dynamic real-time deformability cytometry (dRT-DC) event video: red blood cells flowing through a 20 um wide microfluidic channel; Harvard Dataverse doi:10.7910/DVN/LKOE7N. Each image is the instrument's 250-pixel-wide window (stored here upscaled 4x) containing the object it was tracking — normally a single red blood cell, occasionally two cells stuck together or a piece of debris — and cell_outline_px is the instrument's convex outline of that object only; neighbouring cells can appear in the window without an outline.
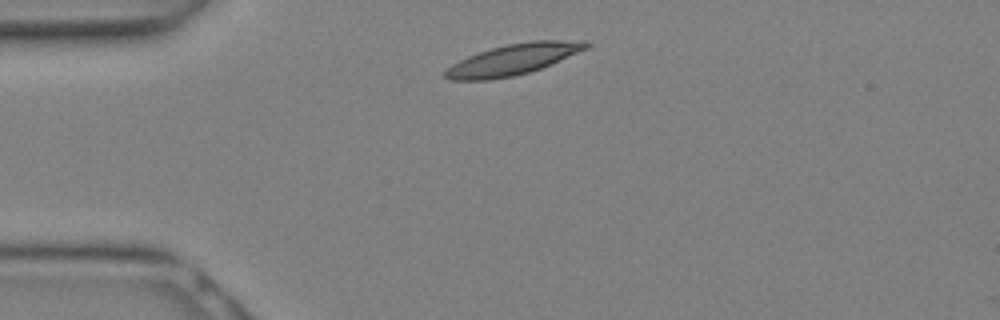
{"species": "Egyptian fruit bat (a non-hibernating species)", "species_latin": "Rousettus aegyptiacus", "temperature_condition": "warm", "stored_images_in_passage": 8, "camera_frame_rate_fps": 3000, "um_per_image_px": 0.085, "animal": {"sex": "female"}, "frame": {"image": 1, "passage_image": 1, "time_ms": 0.0, "image_size_px": [1000, 320], "cell_outline_px": [[592, 44], [588, 48], [552, 64], [528, 72], [512, 76], [488, 80], [452, 80], [440, 76], [452, 64], [468, 56], [492, 48], [508, 44], [532, 40], [588, 40]], "centroid_in_image_um": [43.65, 5.04], "position_along_channel_um": 41.4, "area_um2": 25.32}}
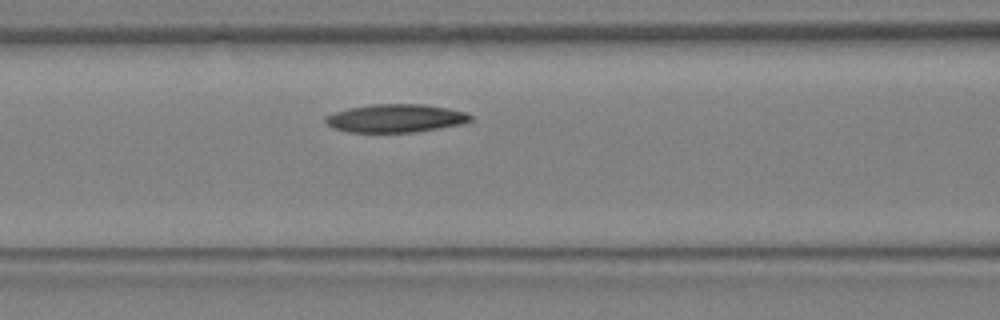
{"frame": {"image": 2, "passage_image": 6, "time_ms": 1.667, "image_size_px": [1000, 320], "cell_outline_px": [[472, 120], [460, 124], [440, 128], [416, 132], [348, 132], [332, 128], [324, 120], [324, 116], [348, 108], [372, 104], [424, 104], [448, 108], [464, 112], [472, 116]], "centroid_in_image_um": [33.6, 10.05], "position_along_channel_um": 133.0, "area_um2": 23.81}}
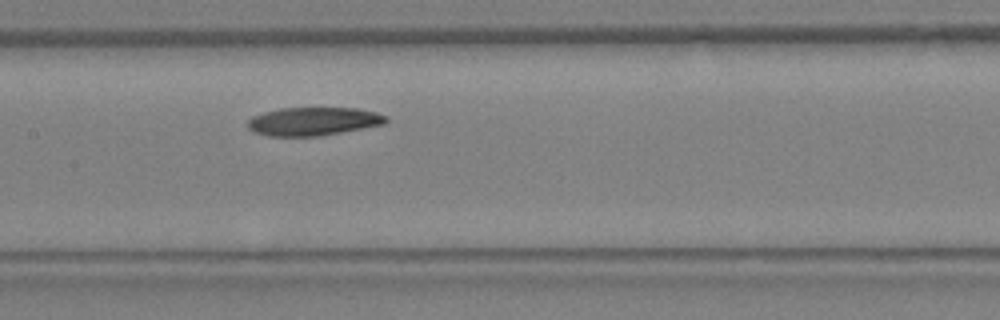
{"frame": {"image": 3, "passage_image": 8, "time_ms": 2.333, "image_size_px": [1000, 320], "cell_outline_px": [[388, 120], [384, 124], [340, 132], [316, 136], [268, 136], [256, 132], [248, 128], [248, 120], [252, 116], [264, 112], [280, 108], [356, 108], [376, 112], [388, 116]], "centroid_in_image_um": [26.63, 10.31], "position_along_channel_um": 180.8, "area_um2": 22.66}}